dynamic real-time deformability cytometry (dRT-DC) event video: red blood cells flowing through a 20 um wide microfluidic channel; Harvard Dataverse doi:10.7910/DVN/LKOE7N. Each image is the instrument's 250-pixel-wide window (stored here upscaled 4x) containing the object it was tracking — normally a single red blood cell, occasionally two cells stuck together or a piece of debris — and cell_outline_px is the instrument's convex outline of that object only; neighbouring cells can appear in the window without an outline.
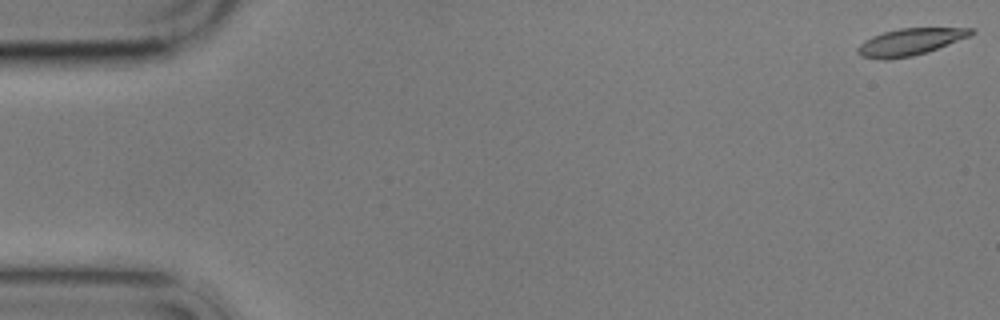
{"species": "common noctule bat (a hibernating species)", "species_latin": "Nyctalus noctula", "temperature_condition": "cold", "stored_images_in_passage": 5, "segment_of_instrument_passage": [1, 2], "camera_frame_rate_fps": 3000, "um_per_image_px": 0.085, "animal": {"sex": "male", "body_mass_g": 17.9}, "frame": {"image": 1, "passage_image": 1, "time_ms": 0.0, "image_size_px": [1000, 320], "cell_outline_px": [[976, 32], [968, 36], [928, 52], [912, 56], [888, 60], [884, 60], [860, 56], [856, 52], [856, 48], [864, 40], [872, 36], [884, 32], [900, 28], [972, 28]], "centroid_in_image_um": [77.3, 3.57], "position_along_channel_um": 7.7, "area_um2": 17.74}}
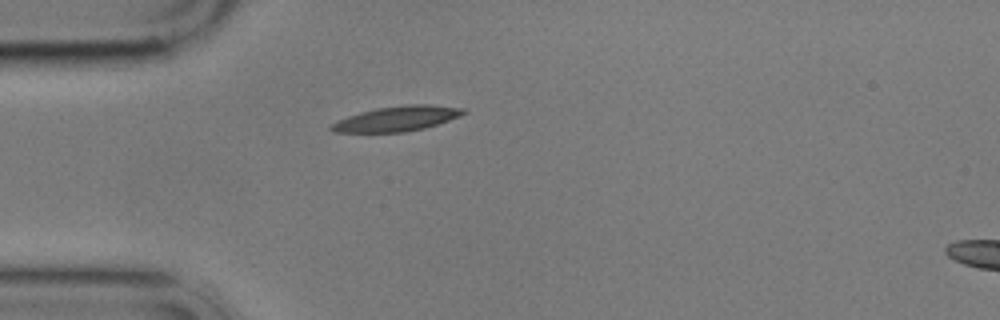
{"frame": {"image": 2, "passage_image": 4, "time_ms": 5.0, "image_size_px": [1000, 320], "cell_outline_px": [[468, 112], [460, 116], [424, 128], [404, 132], [332, 132], [328, 128], [332, 124], [348, 116], [360, 112], [376, 108], [408, 104], [428, 104], [464, 108]], "centroid_in_image_um": [33.75, 10.08], "position_along_channel_um": 51.2, "area_um2": 19.13}}